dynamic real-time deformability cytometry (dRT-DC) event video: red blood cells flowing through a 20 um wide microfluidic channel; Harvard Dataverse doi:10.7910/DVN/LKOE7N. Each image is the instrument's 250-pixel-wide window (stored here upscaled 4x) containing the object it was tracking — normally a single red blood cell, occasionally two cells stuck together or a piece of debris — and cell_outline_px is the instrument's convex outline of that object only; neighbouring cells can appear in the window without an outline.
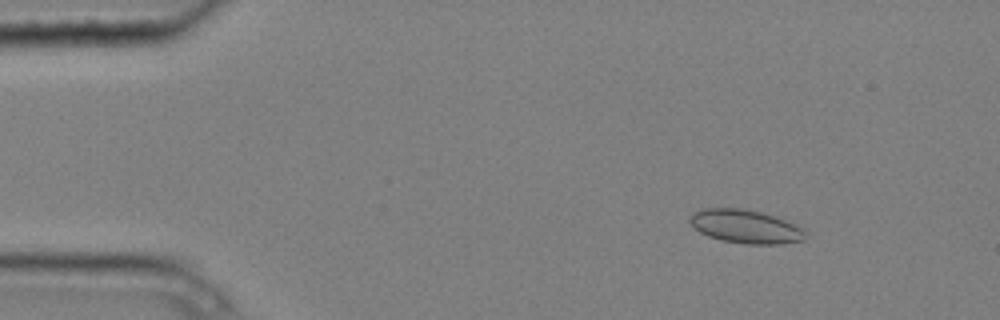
{"species": "common noctule bat (a hibernating species)", "species_latin": "Nyctalus noctula", "temperature_condition": "cold", "stored_images_in_passage": 3, "camera_frame_rate_fps": 3000, "um_per_image_px": 0.085, "animal": {"sex": "male", "body_mass_g": 20.4}, "frame": {"image": 1, "passage_image": 2, "time_ms": 0.333, "image_size_px": [1000, 320], "cell_outline_px": [[808, 236], [804, 240], [780, 244], [748, 244], [720, 240], [708, 236], [700, 232], [688, 220], [688, 216], [692, 212], [704, 208], [744, 208], [776, 216], [796, 224], [804, 228]], "centroid_in_image_um": [63.4, 19.25], "position_along_channel_um": 21.6, "area_um2": 22.89}}